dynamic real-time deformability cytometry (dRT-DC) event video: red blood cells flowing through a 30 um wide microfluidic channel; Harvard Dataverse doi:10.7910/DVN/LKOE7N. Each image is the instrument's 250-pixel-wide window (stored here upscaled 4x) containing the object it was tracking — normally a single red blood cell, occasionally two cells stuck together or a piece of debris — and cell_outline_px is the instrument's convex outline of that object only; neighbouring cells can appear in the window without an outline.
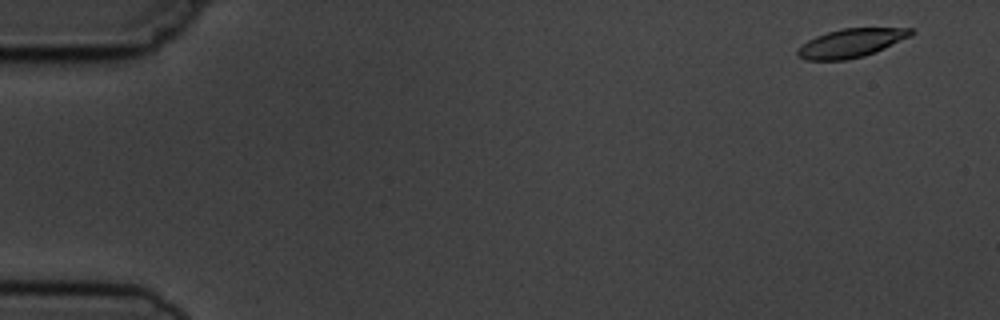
{"species": "common noctule bat (a hibernating species)", "species_latin": "Nyctalus noctula", "temperature_condition": "cold", "stored_images_in_passage": 4, "camera_frame_rate_fps": 3000, "um_per_image_px": 0.085, "animal": {"sex": "male", "body_mass_g": 19.5, "forearm_length_mm": 54.6}, "frame": {"image": 1, "passage_image": 1, "time_ms": 0.0, "image_size_px": [1000, 320], "cell_outline_px": [[916, 32], [912, 36], [884, 48], [864, 56], [844, 60], [804, 60], [796, 56], [796, 52], [808, 40], [816, 36], [840, 28], [912, 28]], "centroid_in_image_um": [72.36, 3.65], "position_along_channel_um": 12.6, "area_um2": 18.9}}